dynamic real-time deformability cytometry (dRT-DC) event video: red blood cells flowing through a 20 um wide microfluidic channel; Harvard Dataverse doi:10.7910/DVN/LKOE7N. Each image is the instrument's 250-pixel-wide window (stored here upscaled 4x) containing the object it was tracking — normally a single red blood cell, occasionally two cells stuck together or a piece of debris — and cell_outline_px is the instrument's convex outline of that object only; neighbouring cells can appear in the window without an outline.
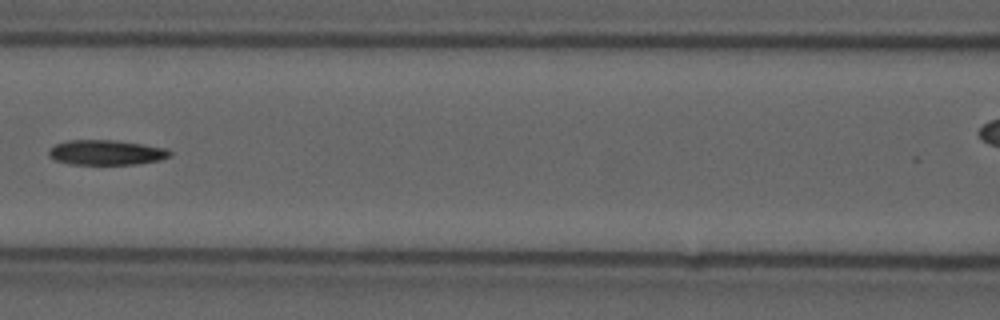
{"species": "common noctule bat (a hibernating species)", "species_latin": "Nyctalus noctula", "temperature_condition": "cold", "stored_images_in_passage": 8, "camera_frame_rate_fps": 3000, "um_per_image_px": 0.085, "animal": {"sex": "male", "forearm_length_mm": 52.5}, "frame": {"image": 1, "passage_image": 6, "time_ms": 1.667, "image_size_px": [1000, 320], "cell_outline_px": [[172, 156], [160, 160], [136, 164], [68, 164], [56, 160], [48, 156], [48, 152], [56, 144], [68, 140], [116, 140], [144, 144], [168, 148], [172, 152]], "centroid_in_image_um": [9.08, 12.96], "position_along_channel_um": 157.5, "area_um2": 17.74}}
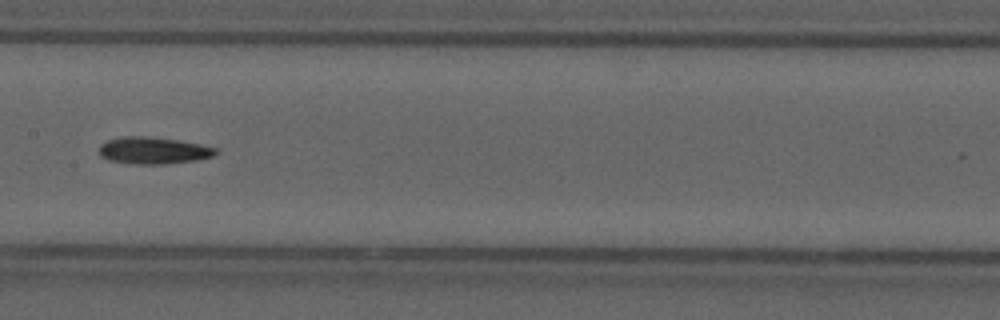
{"frame": {"image": 2, "passage_image": 7, "time_ms": 2.0, "image_size_px": [1000, 320], "cell_outline_px": [[220, 152], [212, 156], [196, 160], [164, 164], [132, 164], [108, 160], [100, 156], [100, 144], [108, 140], [124, 136], [144, 136], [180, 140], [220, 148]], "centroid_in_image_um": [13.07, 12.79], "position_along_channel_um": 194.3, "area_um2": 18.44}}